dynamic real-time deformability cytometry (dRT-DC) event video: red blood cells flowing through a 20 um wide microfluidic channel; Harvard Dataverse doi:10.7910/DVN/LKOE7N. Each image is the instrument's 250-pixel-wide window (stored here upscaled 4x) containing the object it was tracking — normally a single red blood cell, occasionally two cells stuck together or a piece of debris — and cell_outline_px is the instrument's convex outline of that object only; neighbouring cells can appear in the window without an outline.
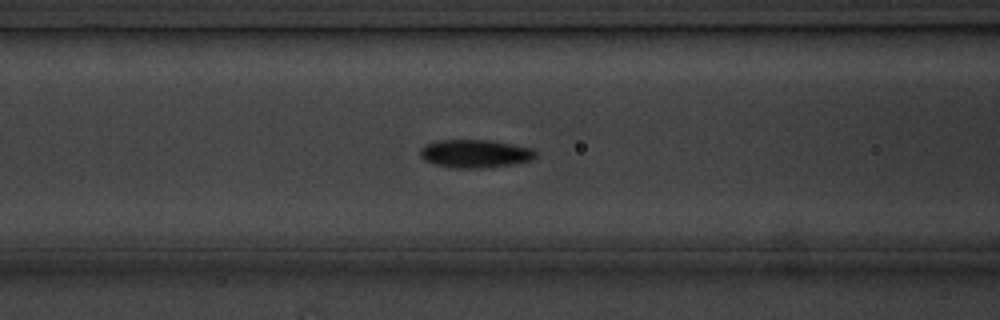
{"species": "common noctule bat (a hibernating species)", "species_latin": "Nyctalus noctula", "temperature_condition": "cold", "stored_images_in_passage": 49, "camera_frame_rate_fps": 3000, "um_per_image_px": 0.085, "animal": {"sex": "male", "body_mass_g": 20.1, "forearm_length_mm": 53.5}, "frame": {"image": 1, "passage_image": 22, "time_ms": 7.0, "image_size_px": [1000, 320], "cell_outline_px": [[536, 156], [532, 160], [512, 164], [480, 168], [456, 168], [436, 164], [424, 160], [420, 156], [420, 148], [424, 144], [440, 140], [488, 140], [532, 148], [536, 152]], "centroid_in_image_um": [40.36, 13.05], "position_along_channel_um": 126.2, "area_um2": 18.79}, "authors_computed_cell_mechanics": {"area_um2": 17.9758, "velocity_mm_per_s": 3.5298, "shape_relaxation_time_tau1_ms": 2.0392, "shape_relaxation_time_tau2_ms": null, "deformation_change_tau1": 0.0967, "deformation_change_tau2": null}}